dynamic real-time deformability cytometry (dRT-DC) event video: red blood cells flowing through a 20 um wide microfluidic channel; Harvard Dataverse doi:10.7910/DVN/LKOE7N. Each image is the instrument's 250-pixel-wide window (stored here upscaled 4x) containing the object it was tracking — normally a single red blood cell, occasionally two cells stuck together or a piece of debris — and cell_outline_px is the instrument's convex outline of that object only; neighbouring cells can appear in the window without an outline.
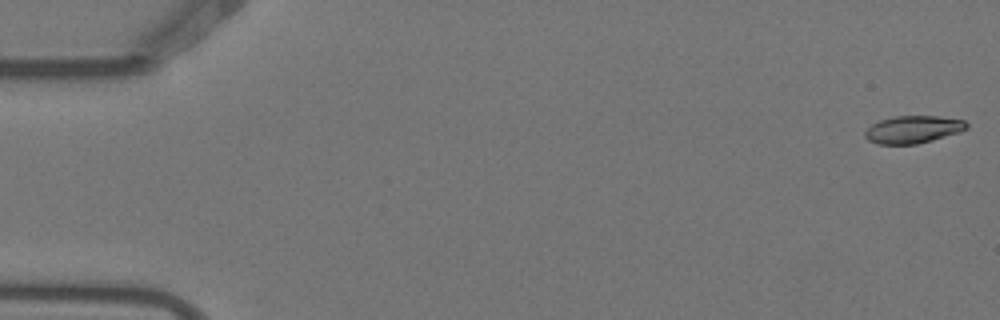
{"species": "Egyptian fruit bat (a non-hibernating species)", "species_latin": "Rousettus aegyptiacus", "temperature_condition": "warm", "stored_images_in_passage": 4, "camera_frame_rate_fps": 3000, "um_per_image_px": 0.085, "animal": {"sex": "female"}, "frame": {"image": 1, "passage_image": 1, "time_ms": 0.0, "image_size_px": [1000, 320], "cell_outline_px": [[968, 128], [960, 132], [932, 140], [916, 144], [880, 144], [868, 140], [864, 136], [864, 132], [872, 124], [880, 120], [896, 116], [940, 116], [964, 120], [968, 124]], "centroid_in_image_um": [77.62, 11.0], "position_along_channel_um": 7.4, "area_um2": 16.24}}
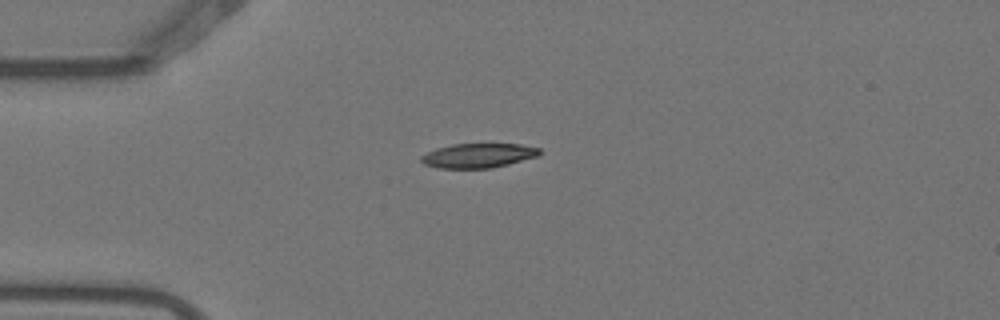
{"frame": {"image": 2, "passage_image": 4, "time_ms": 1.0, "image_size_px": [1000, 320], "cell_outline_px": [[540, 152], [536, 156], [508, 164], [492, 168], [436, 168], [424, 164], [420, 160], [420, 156], [436, 148], [452, 144], [520, 144], [540, 148]], "centroid_in_image_um": [40.6, 13.22], "position_along_channel_um": 44.4, "area_um2": 16.76}}